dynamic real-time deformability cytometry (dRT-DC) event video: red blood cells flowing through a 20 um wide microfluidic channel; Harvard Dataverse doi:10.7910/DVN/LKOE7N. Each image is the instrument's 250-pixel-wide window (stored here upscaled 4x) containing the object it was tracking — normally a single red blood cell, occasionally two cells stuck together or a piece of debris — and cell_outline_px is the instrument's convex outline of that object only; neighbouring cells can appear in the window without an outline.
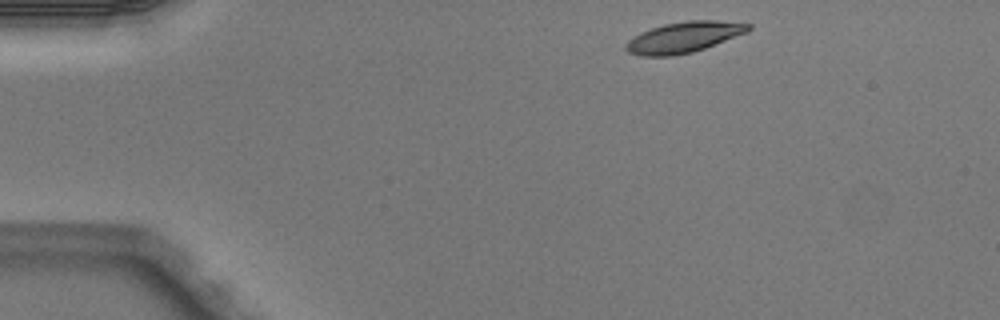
{"species": "Egyptian fruit bat (a non-hibernating species)", "species_latin": "Rousettus aegyptiacus", "temperature_condition": "warm", "stored_images_in_passage": 4, "segment_of_instrument_passage": [1, 2], "camera_frame_rate_fps": 3000, "um_per_image_px": 0.085, "animal": {"sex": "male"}, "frame": {"image": 1, "passage_image": 1, "time_ms": 0.0, "image_size_px": [1000, 320], "cell_outline_px": [[752, 28], [748, 32], [704, 48], [692, 52], [672, 56], [640, 56], [628, 52], [624, 48], [624, 44], [628, 40], [640, 32], [664, 24], [688, 20], [716, 20], [752, 24]], "centroid_in_image_um": [58.11, 3.16], "position_along_channel_um": 26.9, "area_um2": 22.02}}